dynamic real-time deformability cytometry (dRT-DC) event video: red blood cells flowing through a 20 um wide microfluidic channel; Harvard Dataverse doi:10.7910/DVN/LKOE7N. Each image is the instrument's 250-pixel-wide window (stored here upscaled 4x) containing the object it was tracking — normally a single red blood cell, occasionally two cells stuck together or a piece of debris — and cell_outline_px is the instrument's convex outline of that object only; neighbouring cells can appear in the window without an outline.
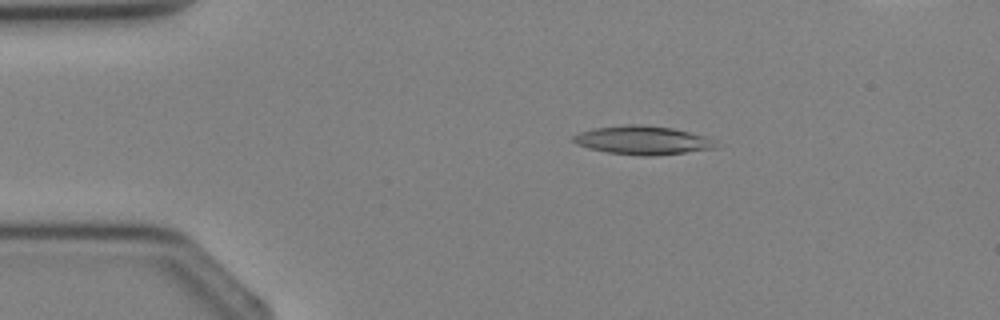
{"species": "Egyptian fruit bat (a non-hibernating species)", "species_latin": "Rousettus aegyptiacus", "temperature_condition": "cold", "stored_images_in_passage": 3, "camera_frame_rate_fps": 3000, "um_per_image_px": 0.085, "animal": {"sex": "female"}, "frame": {"image": 1, "passage_image": 1, "time_ms": 0.0, "image_size_px": [1000, 320], "cell_outline_px": [[720, 148], [652, 156], [644, 156], [608, 152], [588, 148], [576, 144], [572, 140], [572, 136], [580, 132], [592, 128], [624, 124], [640, 124], [672, 128], [704, 136], [712, 140]], "centroid_in_image_um": [54.59, 11.91], "position_along_channel_um": 30.4, "area_um2": 23.76}}